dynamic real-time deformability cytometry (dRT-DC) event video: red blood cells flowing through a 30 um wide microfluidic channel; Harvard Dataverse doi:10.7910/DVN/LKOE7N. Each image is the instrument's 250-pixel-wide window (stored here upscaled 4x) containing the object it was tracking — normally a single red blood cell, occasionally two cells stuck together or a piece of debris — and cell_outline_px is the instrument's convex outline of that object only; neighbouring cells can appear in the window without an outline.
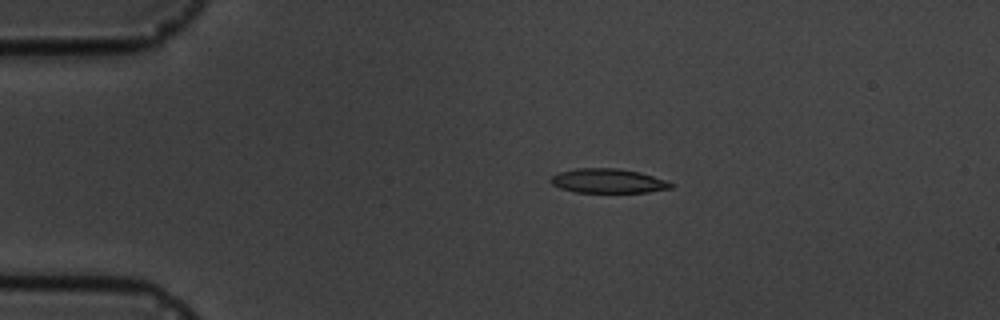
{"species": "common noctule bat (a hibernating species)", "species_latin": "Nyctalus noctula", "temperature_condition": "cold", "stored_images_in_passage": 7, "camera_frame_rate_fps": 3000, "um_per_image_px": 0.085, "animal": {"sex": "male", "body_mass_g": 19.5, "forearm_length_mm": 54.6}, "frame": {"image": 1, "passage_image": 2, "time_ms": 1.333, "image_size_px": [1000, 320], "cell_outline_px": [[672, 188], [648, 192], [576, 192], [560, 188], [552, 184], [548, 180], [552, 176], [560, 172], [576, 168], [616, 168], [640, 172], [668, 180], [672, 184]], "centroid_in_image_um": [51.69, 15.37], "position_along_channel_um": 33.3, "area_um2": 17.05}}
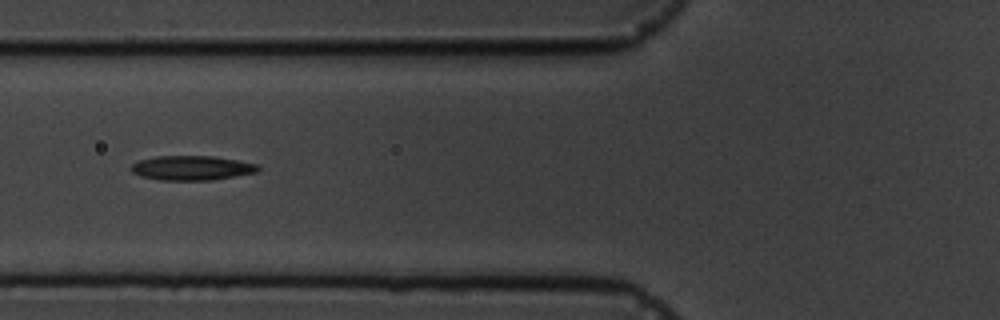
{"frame": {"image": 2, "passage_image": 5, "time_ms": 4.667, "image_size_px": [1000, 320], "cell_outline_px": [[260, 168], [256, 172], [212, 180], [160, 180], [140, 176], [132, 172], [132, 164], [140, 160], [156, 156], [212, 156], [260, 164]], "centroid_in_image_um": [16.31, 14.27], "position_along_channel_um": 109.5, "area_um2": 18.03}}
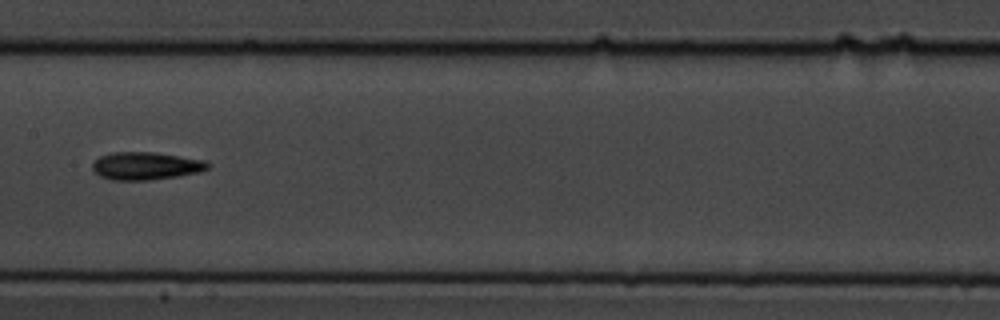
{"frame": {"image": 3, "passage_image": 7, "time_ms": 7.0, "image_size_px": [1000, 320], "cell_outline_px": [[212, 164], [208, 168], [200, 172], [180, 176], [148, 180], [112, 180], [100, 176], [92, 168], [92, 164], [100, 156], [112, 152], [152, 152], [204, 160]], "centroid_in_image_um": [12.41, 14.11], "position_along_channel_um": 195.0, "area_um2": 18.61}}